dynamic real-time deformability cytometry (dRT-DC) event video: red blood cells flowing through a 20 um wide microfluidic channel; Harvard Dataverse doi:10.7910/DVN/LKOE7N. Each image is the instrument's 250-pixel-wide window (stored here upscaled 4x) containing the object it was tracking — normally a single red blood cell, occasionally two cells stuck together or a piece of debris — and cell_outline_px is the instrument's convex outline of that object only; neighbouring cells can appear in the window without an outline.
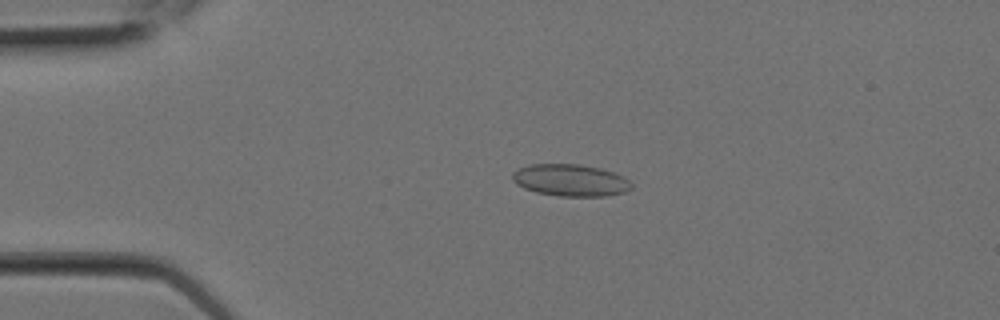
{"species": "Egyptian fruit bat (a non-hibernating species)", "species_latin": "Rousettus aegyptiacus", "temperature_condition": "room temperature", "stored_images_in_passage": 7, "camera_frame_rate_fps": 3000, "um_per_image_px": 0.085, "animal": {"sex": "female"}, "frame": {"image": 1, "passage_image": 4, "time_ms": 1.0, "image_size_px": [1000, 320], "cell_outline_px": [[632, 188], [624, 192], [604, 196], [560, 196], [536, 192], [524, 188], [516, 184], [512, 180], [512, 172], [528, 164], [580, 164], [600, 168], [612, 172], [628, 180], [632, 184]], "centroid_in_image_um": [48.45, 15.31], "position_along_channel_um": 36.5, "area_um2": 22.08}}
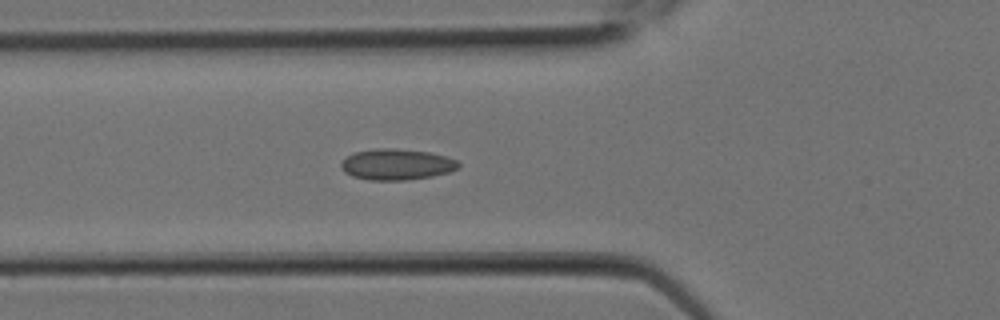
{"frame": {"image": 2, "passage_image": 7, "time_ms": 2.0, "image_size_px": [1000, 320], "cell_outline_px": [[460, 168], [448, 172], [432, 176], [404, 180], [368, 180], [352, 176], [344, 172], [340, 168], [340, 164], [348, 156], [356, 152], [376, 148], [396, 148], [432, 152], [456, 160], [460, 164]], "centroid_in_image_um": [33.72, 13.97], "position_along_channel_um": 92.1, "area_um2": 21.27}}